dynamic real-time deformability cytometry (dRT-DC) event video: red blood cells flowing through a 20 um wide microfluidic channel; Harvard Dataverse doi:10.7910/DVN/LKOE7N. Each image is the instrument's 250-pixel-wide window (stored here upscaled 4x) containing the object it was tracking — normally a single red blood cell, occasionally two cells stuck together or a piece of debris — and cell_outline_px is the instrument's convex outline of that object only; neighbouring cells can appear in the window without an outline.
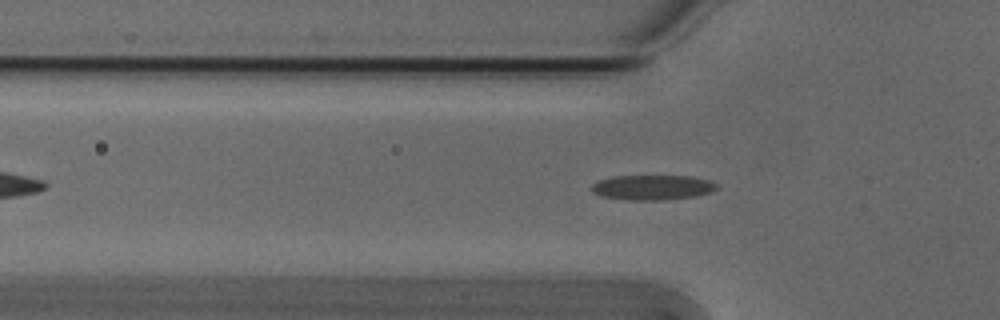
{"species": "Egyptian fruit bat (a non-hibernating species)", "species_latin": "Rousettus aegyptiacus", "temperature_condition": "cold", "stored_images_in_passage": 29, "camera_frame_rate_fps": 3000, "um_per_image_px": 0.085, "animal": {"sex": "male"}, "frame": {"image": 1, "passage_image": 5, "time_ms": 1.333, "image_size_px": [1000, 320], "cell_outline_px": [[720, 184], [712, 192], [696, 196], [664, 200], [624, 200], [600, 196], [592, 192], [588, 188], [596, 180], [612, 176], [692, 176], [708, 180]], "centroid_in_image_um": [55.41, 15.93], "position_along_channel_um": 70.4, "area_um2": 18.61}}
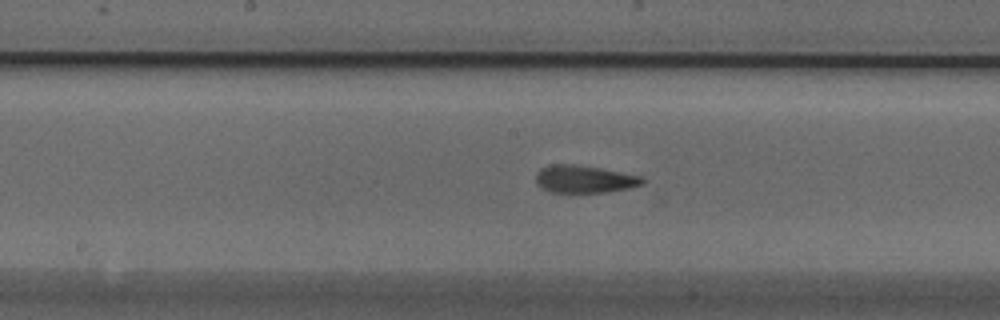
{"frame": {"image": 2, "passage_image": 15, "time_ms": 4.667, "image_size_px": [1000, 320], "cell_outline_px": [[648, 180], [644, 184], [628, 188], [604, 192], [552, 192], [536, 184], [536, 172], [540, 168], [548, 164], [572, 164], [600, 168], [644, 176]], "centroid_in_image_um": [49.7, 15.21], "position_along_channel_um": 198.5, "area_um2": 17.22}}
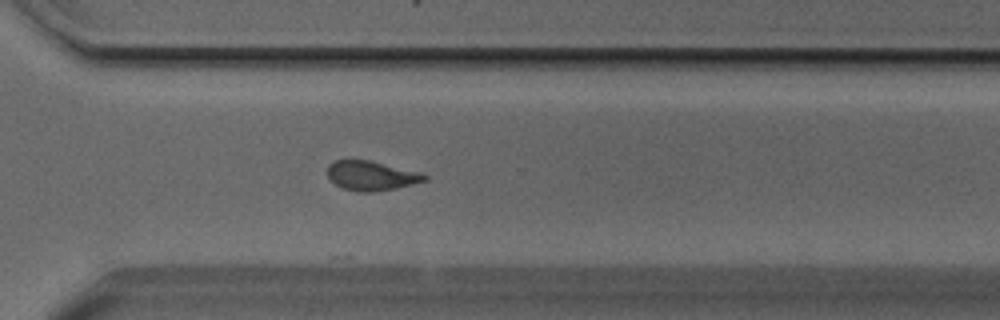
{"frame": {"image": 3, "passage_image": 26, "time_ms": 8.333, "image_size_px": [1000, 320], "cell_outline_px": [[428, 180], [396, 188], [372, 192], [360, 192], [340, 188], [328, 180], [328, 164], [332, 160], [368, 160], [424, 172], [428, 176]], "centroid_in_image_um": [31.56, 14.93], "position_along_channel_um": 339.0, "area_um2": 17.05}, "authors_computed_cell_mechanics": {"area_um2": 17.2244, "velocity_mm_per_s": 3.8407, "shape_relaxation_time_tau1_ms": 6.5893, "shape_relaxation_time_tau2_ms": 1.6957, "deformation_change_tau1": 0.1877, "deformation_change_tau2": 0.0815}}